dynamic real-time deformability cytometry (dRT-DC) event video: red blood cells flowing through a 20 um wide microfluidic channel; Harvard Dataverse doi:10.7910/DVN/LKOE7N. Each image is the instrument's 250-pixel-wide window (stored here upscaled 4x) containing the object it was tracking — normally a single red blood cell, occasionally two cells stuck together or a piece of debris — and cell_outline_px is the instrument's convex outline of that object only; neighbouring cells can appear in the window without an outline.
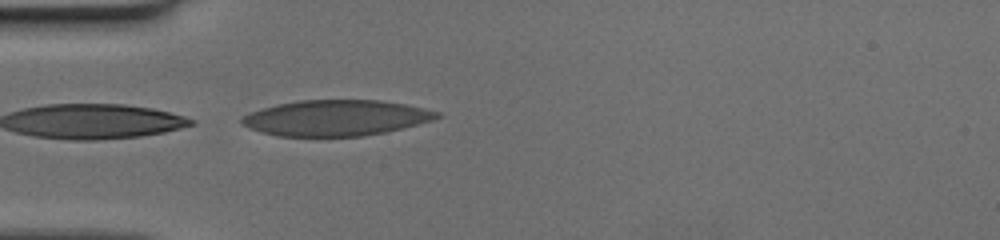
{"species": "human", "species_latin": "Homo sapiens", "temperature_condition": "cold", "stored_images_in_passage": 2, "camera_frame_rate_fps": 3000, "um_per_image_px": 0.085, "donor": {"sex": "female"}, "frame": {"image": 1, "passage_image": 2, "time_ms": 0.333, "image_size_px": [1000, 240], "cell_outline_px": [[444, 116], [432, 120], [384, 132], [364, 136], [276, 136], [260, 132], [248, 128], [240, 124], [240, 116], [276, 104], [296, 100], [380, 100], [404, 104], [424, 108], [440, 112]], "centroid_in_image_um": [28.51, 10.02], "position_along_channel_um": 56.5, "area_um2": 40.75}}